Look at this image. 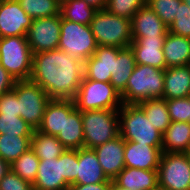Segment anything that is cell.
Listing matches in <instances>:
<instances>
[{"mask_svg": "<svg viewBox=\"0 0 190 190\" xmlns=\"http://www.w3.org/2000/svg\"><path fill=\"white\" fill-rule=\"evenodd\" d=\"M182 2L183 0H146V5L169 27L173 23Z\"/></svg>", "mask_w": 190, "mask_h": 190, "instance_id": "836d02e7", "label": "cell"}, {"mask_svg": "<svg viewBox=\"0 0 190 190\" xmlns=\"http://www.w3.org/2000/svg\"><path fill=\"white\" fill-rule=\"evenodd\" d=\"M162 153V146H150L125 141V167L142 170H158Z\"/></svg>", "mask_w": 190, "mask_h": 190, "instance_id": "2e32d148", "label": "cell"}, {"mask_svg": "<svg viewBox=\"0 0 190 190\" xmlns=\"http://www.w3.org/2000/svg\"><path fill=\"white\" fill-rule=\"evenodd\" d=\"M69 186L62 176V154L55 159L40 160L34 190H67Z\"/></svg>", "mask_w": 190, "mask_h": 190, "instance_id": "e0dca14e", "label": "cell"}, {"mask_svg": "<svg viewBox=\"0 0 190 190\" xmlns=\"http://www.w3.org/2000/svg\"><path fill=\"white\" fill-rule=\"evenodd\" d=\"M118 115L120 136L125 141L162 146V133L148 121L138 104H122Z\"/></svg>", "mask_w": 190, "mask_h": 190, "instance_id": "3957f363", "label": "cell"}, {"mask_svg": "<svg viewBox=\"0 0 190 190\" xmlns=\"http://www.w3.org/2000/svg\"><path fill=\"white\" fill-rule=\"evenodd\" d=\"M89 6L96 10L105 9L107 0H84Z\"/></svg>", "mask_w": 190, "mask_h": 190, "instance_id": "7bdbcfd3", "label": "cell"}, {"mask_svg": "<svg viewBox=\"0 0 190 190\" xmlns=\"http://www.w3.org/2000/svg\"><path fill=\"white\" fill-rule=\"evenodd\" d=\"M39 163L40 159L29 148L17 160L11 163V169L23 180L33 184L37 176Z\"/></svg>", "mask_w": 190, "mask_h": 190, "instance_id": "1f68e13d", "label": "cell"}, {"mask_svg": "<svg viewBox=\"0 0 190 190\" xmlns=\"http://www.w3.org/2000/svg\"><path fill=\"white\" fill-rule=\"evenodd\" d=\"M15 79L0 64V95L13 89Z\"/></svg>", "mask_w": 190, "mask_h": 190, "instance_id": "60d3db41", "label": "cell"}, {"mask_svg": "<svg viewBox=\"0 0 190 190\" xmlns=\"http://www.w3.org/2000/svg\"><path fill=\"white\" fill-rule=\"evenodd\" d=\"M145 112L148 121L162 134L171 124V118L165 99H150L138 103Z\"/></svg>", "mask_w": 190, "mask_h": 190, "instance_id": "83f0119b", "label": "cell"}, {"mask_svg": "<svg viewBox=\"0 0 190 190\" xmlns=\"http://www.w3.org/2000/svg\"><path fill=\"white\" fill-rule=\"evenodd\" d=\"M11 164L0 157V180L9 172Z\"/></svg>", "mask_w": 190, "mask_h": 190, "instance_id": "ee69618b", "label": "cell"}, {"mask_svg": "<svg viewBox=\"0 0 190 190\" xmlns=\"http://www.w3.org/2000/svg\"><path fill=\"white\" fill-rule=\"evenodd\" d=\"M190 149V123L171 122L162 134V152L188 153Z\"/></svg>", "mask_w": 190, "mask_h": 190, "instance_id": "cb8c5ba5", "label": "cell"}, {"mask_svg": "<svg viewBox=\"0 0 190 190\" xmlns=\"http://www.w3.org/2000/svg\"><path fill=\"white\" fill-rule=\"evenodd\" d=\"M56 138L66 149L78 150L84 147L82 112L75 108L69 115H64L63 130Z\"/></svg>", "mask_w": 190, "mask_h": 190, "instance_id": "d4e9b609", "label": "cell"}, {"mask_svg": "<svg viewBox=\"0 0 190 190\" xmlns=\"http://www.w3.org/2000/svg\"><path fill=\"white\" fill-rule=\"evenodd\" d=\"M0 113L20 116L18 97L14 89L0 95Z\"/></svg>", "mask_w": 190, "mask_h": 190, "instance_id": "ab89813d", "label": "cell"}, {"mask_svg": "<svg viewBox=\"0 0 190 190\" xmlns=\"http://www.w3.org/2000/svg\"><path fill=\"white\" fill-rule=\"evenodd\" d=\"M105 175L113 181L125 168V140L119 135L93 148Z\"/></svg>", "mask_w": 190, "mask_h": 190, "instance_id": "5bb4252c", "label": "cell"}, {"mask_svg": "<svg viewBox=\"0 0 190 190\" xmlns=\"http://www.w3.org/2000/svg\"><path fill=\"white\" fill-rule=\"evenodd\" d=\"M146 0H107L105 9L111 14L132 19Z\"/></svg>", "mask_w": 190, "mask_h": 190, "instance_id": "e575fe53", "label": "cell"}, {"mask_svg": "<svg viewBox=\"0 0 190 190\" xmlns=\"http://www.w3.org/2000/svg\"><path fill=\"white\" fill-rule=\"evenodd\" d=\"M113 182L125 189L154 190L158 187V170L125 167Z\"/></svg>", "mask_w": 190, "mask_h": 190, "instance_id": "7402d4cb", "label": "cell"}, {"mask_svg": "<svg viewBox=\"0 0 190 190\" xmlns=\"http://www.w3.org/2000/svg\"><path fill=\"white\" fill-rule=\"evenodd\" d=\"M130 47L134 52L135 63L149 65L165 70V56L163 45L165 37H132Z\"/></svg>", "mask_w": 190, "mask_h": 190, "instance_id": "4fadbf2b", "label": "cell"}, {"mask_svg": "<svg viewBox=\"0 0 190 190\" xmlns=\"http://www.w3.org/2000/svg\"><path fill=\"white\" fill-rule=\"evenodd\" d=\"M75 108L73 100L51 99L45 107L43 120L37 130L57 136L63 130L64 115H69Z\"/></svg>", "mask_w": 190, "mask_h": 190, "instance_id": "ffe728a7", "label": "cell"}, {"mask_svg": "<svg viewBox=\"0 0 190 190\" xmlns=\"http://www.w3.org/2000/svg\"><path fill=\"white\" fill-rule=\"evenodd\" d=\"M17 2L32 19L60 14L61 0H17Z\"/></svg>", "mask_w": 190, "mask_h": 190, "instance_id": "4dcf8cb0", "label": "cell"}, {"mask_svg": "<svg viewBox=\"0 0 190 190\" xmlns=\"http://www.w3.org/2000/svg\"><path fill=\"white\" fill-rule=\"evenodd\" d=\"M62 176L70 185L77 184V150L62 153Z\"/></svg>", "mask_w": 190, "mask_h": 190, "instance_id": "8d00e7d4", "label": "cell"}, {"mask_svg": "<svg viewBox=\"0 0 190 190\" xmlns=\"http://www.w3.org/2000/svg\"><path fill=\"white\" fill-rule=\"evenodd\" d=\"M111 182H103L96 184H71L67 190H110Z\"/></svg>", "mask_w": 190, "mask_h": 190, "instance_id": "b9f144b4", "label": "cell"}, {"mask_svg": "<svg viewBox=\"0 0 190 190\" xmlns=\"http://www.w3.org/2000/svg\"><path fill=\"white\" fill-rule=\"evenodd\" d=\"M33 52L26 37L0 38V64L16 80H30Z\"/></svg>", "mask_w": 190, "mask_h": 190, "instance_id": "8992f818", "label": "cell"}, {"mask_svg": "<svg viewBox=\"0 0 190 190\" xmlns=\"http://www.w3.org/2000/svg\"><path fill=\"white\" fill-rule=\"evenodd\" d=\"M158 187L190 190V161L187 153H162L158 166Z\"/></svg>", "mask_w": 190, "mask_h": 190, "instance_id": "30bf717a", "label": "cell"}, {"mask_svg": "<svg viewBox=\"0 0 190 190\" xmlns=\"http://www.w3.org/2000/svg\"><path fill=\"white\" fill-rule=\"evenodd\" d=\"M34 129L16 114L0 113V134L32 136Z\"/></svg>", "mask_w": 190, "mask_h": 190, "instance_id": "d6a6232c", "label": "cell"}, {"mask_svg": "<svg viewBox=\"0 0 190 190\" xmlns=\"http://www.w3.org/2000/svg\"><path fill=\"white\" fill-rule=\"evenodd\" d=\"M13 89L17 93L20 117L37 130L51 99L42 87L31 80L15 81Z\"/></svg>", "mask_w": 190, "mask_h": 190, "instance_id": "9c48e42d", "label": "cell"}, {"mask_svg": "<svg viewBox=\"0 0 190 190\" xmlns=\"http://www.w3.org/2000/svg\"><path fill=\"white\" fill-rule=\"evenodd\" d=\"M168 27L146 4L131 19L132 37H165Z\"/></svg>", "mask_w": 190, "mask_h": 190, "instance_id": "d6986e66", "label": "cell"}, {"mask_svg": "<svg viewBox=\"0 0 190 190\" xmlns=\"http://www.w3.org/2000/svg\"><path fill=\"white\" fill-rule=\"evenodd\" d=\"M183 2L187 5L188 8H190V0H183Z\"/></svg>", "mask_w": 190, "mask_h": 190, "instance_id": "bcb514c9", "label": "cell"}, {"mask_svg": "<svg viewBox=\"0 0 190 190\" xmlns=\"http://www.w3.org/2000/svg\"><path fill=\"white\" fill-rule=\"evenodd\" d=\"M154 190H166V189H163V188L157 187V188L154 189Z\"/></svg>", "mask_w": 190, "mask_h": 190, "instance_id": "c3c4849f", "label": "cell"}, {"mask_svg": "<svg viewBox=\"0 0 190 190\" xmlns=\"http://www.w3.org/2000/svg\"><path fill=\"white\" fill-rule=\"evenodd\" d=\"M121 48L98 46L95 53L84 62V77L90 80L110 82L114 59Z\"/></svg>", "mask_w": 190, "mask_h": 190, "instance_id": "9a60e30c", "label": "cell"}, {"mask_svg": "<svg viewBox=\"0 0 190 190\" xmlns=\"http://www.w3.org/2000/svg\"><path fill=\"white\" fill-rule=\"evenodd\" d=\"M84 147L95 148L120 135L118 109L82 112Z\"/></svg>", "mask_w": 190, "mask_h": 190, "instance_id": "5b68a950", "label": "cell"}, {"mask_svg": "<svg viewBox=\"0 0 190 190\" xmlns=\"http://www.w3.org/2000/svg\"><path fill=\"white\" fill-rule=\"evenodd\" d=\"M31 149L40 160L58 158L66 150L56 136L44 134L38 130L32 133Z\"/></svg>", "mask_w": 190, "mask_h": 190, "instance_id": "4316f807", "label": "cell"}, {"mask_svg": "<svg viewBox=\"0 0 190 190\" xmlns=\"http://www.w3.org/2000/svg\"><path fill=\"white\" fill-rule=\"evenodd\" d=\"M135 65V56L131 47L121 48L118 51L117 58L114 59L110 80V83L120 94L125 90Z\"/></svg>", "mask_w": 190, "mask_h": 190, "instance_id": "484cf974", "label": "cell"}, {"mask_svg": "<svg viewBox=\"0 0 190 190\" xmlns=\"http://www.w3.org/2000/svg\"><path fill=\"white\" fill-rule=\"evenodd\" d=\"M32 21L17 0H0V38L26 37Z\"/></svg>", "mask_w": 190, "mask_h": 190, "instance_id": "7c38bea8", "label": "cell"}, {"mask_svg": "<svg viewBox=\"0 0 190 190\" xmlns=\"http://www.w3.org/2000/svg\"><path fill=\"white\" fill-rule=\"evenodd\" d=\"M187 155H188V159L190 161V151L187 153Z\"/></svg>", "mask_w": 190, "mask_h": 190, "instance_id": "681fc988", "label": "cell"}, {"mask_svg": "<svg viewBox=\"0 0 190 190\" xmlns=\"http://www.w3.org/2000/svg\"><path fill=\"white\" fill-rule=\"evenodd\" d=\"M75 107L81 112L98 109H119L122 106L120 93L110 82L82 78L76 96Z\"/></svg>", "mask_w": 190, "mask_h": 190, "instance_id": "52a82bcc", "label": "cell"}, {"mask_svg": "<svg viewBox=\"0 0 190 190\" xmlns=\"http://www.w3.org/2000/svg\"><path fill=\"white\" fill-rule=\"evenodd\" d=\"M165 100L172 122H188L189 97Z\"/></svg>", "mask_w": 190, "mask_h": 190, "instance_id": "74e56055", "label": "cell"}, {"mask_svg": "<svg viewBox=\"0 0 190 190\" xmlns=\"http://www.w3.org/2000/svg\"><path fill=\"white\" fill-rule=\"evenodd\" d=\"M61 20V14L33 19L26 35L33 54L58 49Z\"/></svg>", "mask_w": 190, "mask_h": 190, "instance_id": "8fae6325", "label": "cell"}, {"mask_svg": "<svg viewBox=\"0 0 190 190\" xmlns=\"http://www.w3.org/2000/svg\"><path fill=\"white\" fill-rule=\"evenodd\" d=\"M32 136L0 134V157L10 164L31 148Z\"/></svg>", "mask_w": 190, "mask_h": 190, "instance_id": "f546056e", "label": "cell"}, {"mask_svg": "<svg viewBox=\"0 0 190 190\" xmlns=\"http://www.w3.org/2000/svg\"><path fill=\"white\" fill-rule=\"evenodd\" d=\"M188 122L190 123V96H189Z\"/></svg>", "mask_w": 190, "mask_h": 190, "instance_id": "7dc6e473", "label": "cell"}, {"mask_svg": "<svg viewBox=\"0 0 190 190\" xmlns=\"http://www.w3.org/2000/svg\"><path fill=\"white\" fill-rule=\"evenodd\" d=\"M96 11L84 0H61L60 14L62 18L74 23L90 25Z\"/></svg>", "mask_w": 190, "mask_h": 190, "instance_id": "f1b7e54d", "label": "cell"}, {"mask_svg": "<svg viewBox=\"0 0 190 190\" xmlns=\"http://www.w3.org/2000/svg\"><path fill=\"white\" fill-rule=\"evenodd\" d=\"M162 49L167 68L190 65V38L167 32Z\"/></svg>", "mask_w": 190, "mask_h": 190, "instance_id": "603a6c76", "label": "cell"}, {"mask_svg": "<svg viewBox=\"0 0 190 190\" xmlns=\"http://www.w3.org/2000/svg\"><path fill=\"white\" fill-rule=\"evenodd\" d=\"M84 77V62L62 50L33 54L30 80L50 99L73 100Z\"/></svg>", "mask_w": 190, "mask_h": 190, "instance_id": "6da1fadb", "label": "cell"}, {"mask_svg": "<svg viewBox=\"0 0 190 190\" xmlns=\"http://www.w3.org/2000/svg\"><path fill=\"white\" fill-rule=\"evenodd\" d=\"M168 32L190 38V8L184 2L179 5L177 15L168 27Z\"/></svg>", "mask_w": 190, "mask_h": 190, "instance_id": "d590c367", "label": "cell"}, {"mask_svg": "<svg viewBox=\"0 0 190 190\" xmlns=\"http://www.w3.org/2000/svg\"><path fill=\"white\" fill-rule=\"evenodd\" d=\"M112 182L105 175L93 148L77 150V184Z\"/></svg>", "mask_w": 190, "mask_h": 190, "instance_id": "ac0fdd59", "label": "cell"}, {"mask_svg": "<svg viewBox=\"0 0 190 190\" xmlns=\"http://www.w3.org/2000/svg\"><path fill=\"white\" fill-rule=\"evenodd\" d=\"M110 190H136V189H125L117 186L113 181L111 182Z\"/></svg>", "mask_w": 190, "mask_h": 190, "instance_id": "f6af8a7d", "label": "cell"}, {"mask_svg": "<svg viewBox=\"0 0 190 190\" xmlns=\"http://www.w3.org/2000/svg\"><path fill=\"white\" fill-rule=\"evenodd\" d=\"M165 70L136 64L125 90L120 94L123 104H138L144 100L163 99Z\"/></svg>", "mask_w": 190, "mask_h": 190, "instance_id": "7a4b0ae2", "label": "cell"}, {"mask_svg": "<svg viewBox=\"0 0 190 190\" xmlns=\"http://www.w3.org/2000/svg\"><path fill=\"white\" fill-rule=\"evenodd\" d=\"M190 96V65L165 69L163 99Z\"/></svg>", "mask_w": 190, "mask_h": 190, "instance_id": "44dd1931", "label": "cell"}, {"mask_svg": "<svg viewBox=\"0 0 190 190\" xmlns=\"http://www.w3.org/2000/svg\"><path fill=\"white\" fill-rule=\"evenodd\" d=\"M98 46L130 47L131 20L111 14L106 9L97 10L90 23Z\"/></svg>", "mask_w": 190, "mask_h": 190, "instance_id": "277c9868", "label": "cell"}, {"mask_svg": "<svg viewBox=\"0 0 190 190\" xmlns=\"http://www.w3.org/2000/svg\"><path fill=\"white\" fill-rule=\"evenodd\" d=\"M90 25L74 23L62 18L58 49L85 62L97 49Z\"/></svg>", "mask_w": 190, "mask_h": 190, "instance_id": "ba28073f", "label": "cell"}, {"mask_svg": "<svg viewBox=\"0 0 190 190\" xmlns=\"http://www.w3.org/2000/svg\"><path fill=\"white\" fill-rule=\"evenodd\" d=\"M0 190H34L33 184L23 180L12 169L0 180Z\"/></svg>", "mask_w": 190, "mask_h": 190, "instance_id": "f35d334b", "label": "cell"}]
</instances>
